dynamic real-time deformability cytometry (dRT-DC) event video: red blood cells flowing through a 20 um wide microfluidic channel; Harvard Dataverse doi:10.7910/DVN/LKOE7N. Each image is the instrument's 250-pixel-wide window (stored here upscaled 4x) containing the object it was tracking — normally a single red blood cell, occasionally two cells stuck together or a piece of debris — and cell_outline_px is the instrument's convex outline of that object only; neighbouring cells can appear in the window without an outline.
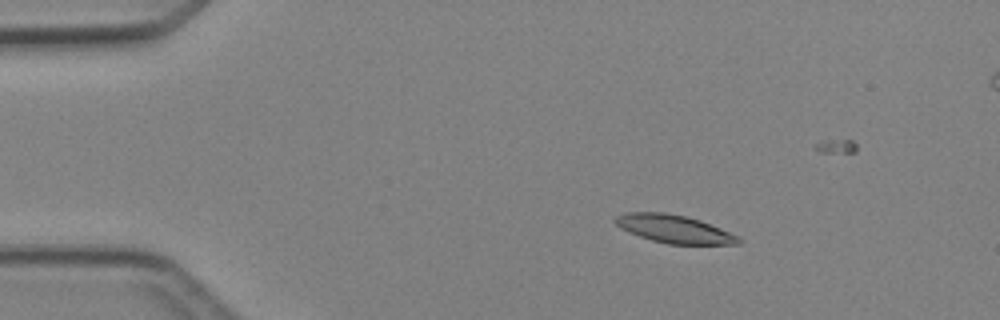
{"species": "Egyptian fruit bat (a non-hibernating species)", "species_latin": "Rousettus aegyptiacus", "temperature_condition": "cold", "stored_images_in_passage": 5, "camera_frame_rate_fps": 3000, "um_per_image_px": 0.085, "animal": {"sex": "female"}, "frame": {"image": 1, "passage_image": 3, "time_ms": 2.0, "image_size_px": [1000, 320], "cell_outline_px": [[740, 244], [668, 244], [652, 240], [628, 232], [620, 228], [612, 220], [616, 216], [624, 212], [664, 212], [684, 216], [700, 220], [740, 236]], "centroid_in_image_um": [57.27, 19.45], "position_along_channel_um": 27.7, "area_um2": 20.11}}